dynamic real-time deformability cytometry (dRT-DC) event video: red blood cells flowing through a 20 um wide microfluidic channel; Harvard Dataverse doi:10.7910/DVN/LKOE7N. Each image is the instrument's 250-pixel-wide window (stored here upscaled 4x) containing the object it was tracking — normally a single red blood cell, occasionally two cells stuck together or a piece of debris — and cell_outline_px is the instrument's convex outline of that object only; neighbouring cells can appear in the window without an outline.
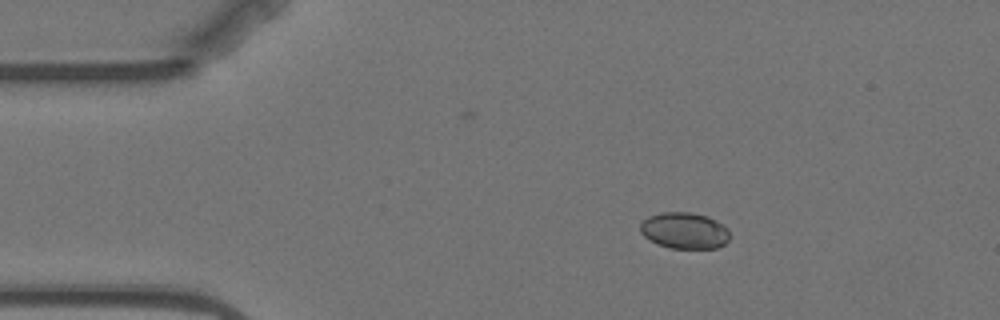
{"species": "Egyptian fruit bat (a non-hibernating species)", "species_latin": "Rousettus aegyptiacus", "temperature_condition": "warm", "stored_images_in_passage": 6, "camera_frame_rate_fps": 3000, "um_per_image_px": 0.085, "animal": {"sex": "female"}, "frame": {"image": 1, "passage_image": 1, "time_ms": 0.0, "image_size_px": [1000, 320], "cell_outline_px": [[728, 240], [724, 244], [716, 248], [668, 248], [648, 240], [640, 232], [640, 224], [648, 216], [660, 212], [688, 212], [708, 216], [724, 224], [728, 228]], "centroid_in_image_um": [58.16, 19.59], "position_along_channel_um": 26.8, "area_um2": 19.07}}
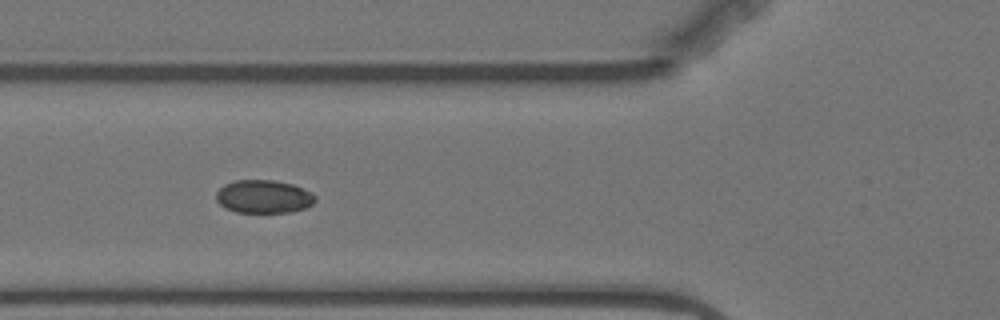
{"frame": {"image": 2, "passage_image": 4, "time_ms": 3.667, "image_size_px": [1000, 320], "cell_outline_px": [[316, 200], [312, 204], [304, 208], [292, 212], [236, 212], [224, 208], [216, 200], [216, 192], [224, 184], [236, 180], [272, 180], [292, 184], [312, 192], [316, 196]], "centroid_in_image_um": [22.4, 16.71], "position_along_channel_um": 103.4, "area_um2": 19.19}}
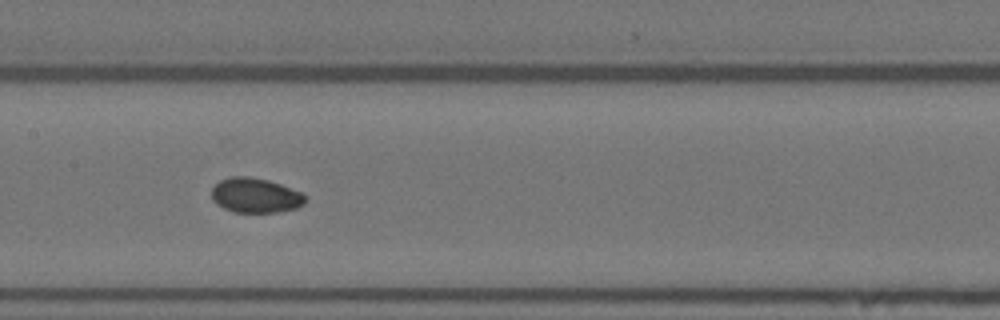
{"frame": {"image": 3, "passage_image": 6, "time_ms": 6.0, "image_size_px": [1000, 320], "cell_outline_px": [[308, 200], [304, 204], [296, 208], [276, 212], [232, 212], [216, 204], [212, 200], [212, 188], [220, 180], [232, 176], [248, 176], [268, 180], [280, 184], [300, 192], [308, 196]], "centroid_in_image_um": [21.72, 16.61], "position_along_channel_um": 185.7, "area_um2": 19.07}}